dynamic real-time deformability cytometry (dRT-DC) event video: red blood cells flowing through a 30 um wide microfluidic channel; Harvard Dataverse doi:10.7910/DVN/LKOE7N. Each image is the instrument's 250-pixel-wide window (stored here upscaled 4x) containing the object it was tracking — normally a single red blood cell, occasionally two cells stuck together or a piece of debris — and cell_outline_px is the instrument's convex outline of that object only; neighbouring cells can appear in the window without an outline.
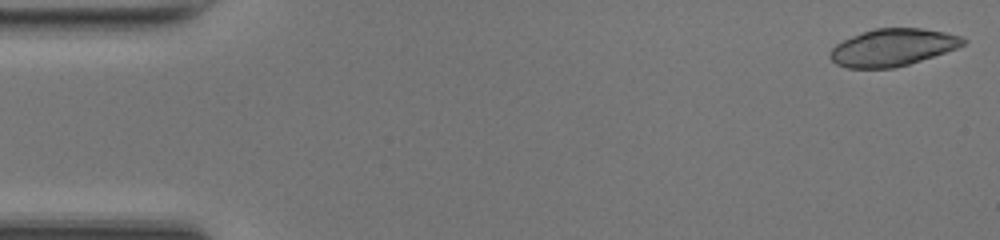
{"species": "common noctule bat (a hibernating species)", "species_latin": "Nyctalus noctula", "temperature_condition": "room temperature", "stored_images_in_passage": 48, "camera_frame_rate_fps": 3000, "um_per_image_px": 0.085, "animal": {"sex": "female", "body_mass_g": 17.0, "forearm_length_mm": 48.0}, "frame": {"image": 1, "passage_image": 1, "time_ms": 0.0, "image_size_px": [1000, 240], "cell_outline_px": [[968, 40], [964, 44], [956, 48], [908, 64], [892, 68], [848, 68], [836, 64], [828, 56], [828, 52], [836, 44], [852, 36], [872, 28], [920, 28], [944, 32], [960, 36]], "centroid_in_image_um": [75.83, 4.02], "position_along_channel_um": 9.2, "area_um2": 28.67}}